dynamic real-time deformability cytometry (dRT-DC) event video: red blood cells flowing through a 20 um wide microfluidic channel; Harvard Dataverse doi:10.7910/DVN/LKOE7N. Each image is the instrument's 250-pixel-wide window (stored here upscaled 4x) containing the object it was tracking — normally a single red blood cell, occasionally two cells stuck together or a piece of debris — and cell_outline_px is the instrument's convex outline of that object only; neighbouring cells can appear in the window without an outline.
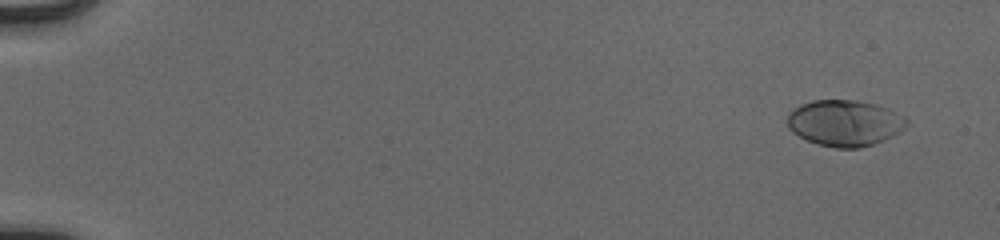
{"species": "human", "species_latin": "Homo sapiens", "temperature_condition": "cold", "stored_images_in_passage": 51, "camera_frame_rate_fps": 3000, "um_per_image_px": 0.085, "donor": {"sex": "male"}, "frame": {"image": 1, "passage_image": 4, "time_ms": 1.0, "image_size_px": [1000, 240], "cell_outline_px": [[908, 124], [900, 132], [884, 140], [860, 148], [836, 148], [816, 144], [792, 132], [788, 128], [788, 112], [800, 104], [812, 100], [856, 100], [872, 104], [884, 108], [904, 116], [908, 120]], "centroid_in_image_um": [71.77, 10.46], "position_along_channel_um": 13.2, "area_um2": 31.96}}
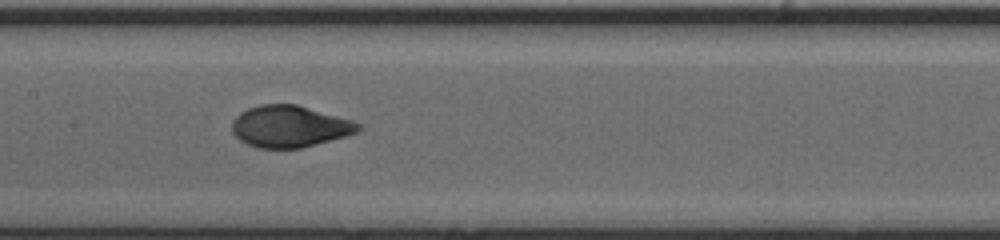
{"frame": {"image": 2, "passage_image": 30, "time_ms": 9.667, "image_size_px": [1000, 240], "cell_outline_px": [[360, 128], [356, 132], [348, 136], [300, 148], [256, 148], [240, 140], [232, 132], [232, 120], [240, 112], [248, 108], [260, 104], [296, 104], [352, 120], [360, 124]], "centroid_in_image_um": [24.6, 10.74], "position_along_channel_um": 182.8, "area_um2": 30.63}}
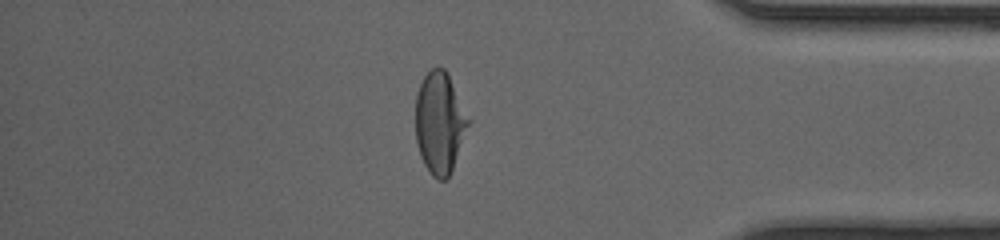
{"frame": {"image": 3, "passage_image": 48, "time_ms": 15.667, "image_size_px": [1000, 240], "cell_outline_px": [[472, 120], [452, 168], [448, 176], [444, 180], [436, 180], [428, 172], [420, 156], [416, 140], [416, 96], [420, 84], [424, 76], [432, 68], [444, 68]], "centroid_in_image_um": [37.39, 10.46], "position_along_channel_um": 397.8, "area_um2": 31.27}}